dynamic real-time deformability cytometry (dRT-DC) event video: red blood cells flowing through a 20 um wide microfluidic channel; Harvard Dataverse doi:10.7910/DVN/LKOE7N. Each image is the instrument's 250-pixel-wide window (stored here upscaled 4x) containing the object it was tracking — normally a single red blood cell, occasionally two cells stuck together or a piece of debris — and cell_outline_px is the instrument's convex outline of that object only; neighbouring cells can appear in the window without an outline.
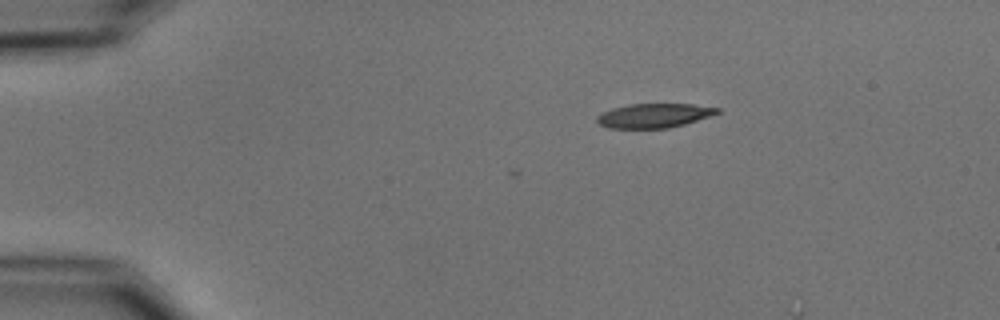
{"species": "common noctule bat (a hibernating species)", "species_latin": "Nyctalus noctula", "temperature_condition": "cold", "stored_images_in_passage": 5, "camera_frame_rate_fps": 3000, "um_per_image_px": 0.085, "animal": {"sex": "male", "body_mass_g": 15.6}, "frame": {"image": 1, "passage_image": 4, "time_ms": 4.333, "image_size_px": [1000, 320], "cell_outline_px": [[720, 112], [712, 116], [684, 124], [668, 128], [608, 128], [600, 124], [596, 120], [596, 116], [612, 108], [628, 104], [692, 104], [720, 108]], "centroid_in_image_um": [55.61, 9.82], "position_along_channel_um": 29.4, "area_um2": 16.99}}